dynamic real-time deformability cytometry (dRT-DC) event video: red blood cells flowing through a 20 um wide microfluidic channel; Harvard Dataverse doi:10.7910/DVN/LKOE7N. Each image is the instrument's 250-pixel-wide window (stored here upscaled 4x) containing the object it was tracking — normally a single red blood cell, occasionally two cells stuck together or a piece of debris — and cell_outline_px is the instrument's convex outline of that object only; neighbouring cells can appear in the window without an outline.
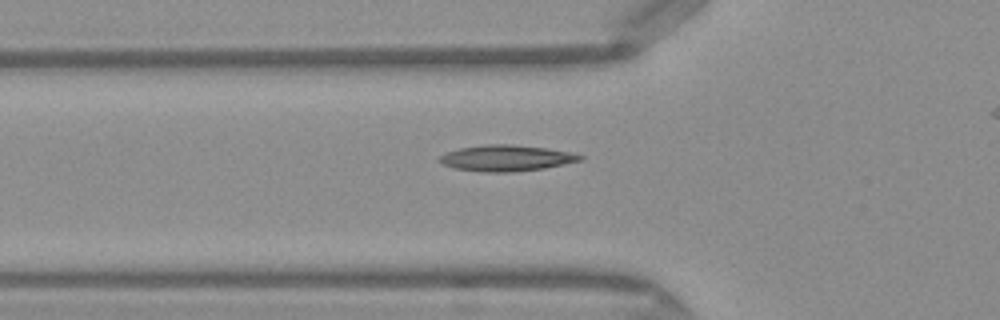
{"species": "Egyptian fruit bat (a non-hibernating species)", "species_latin": "Rousettus aegyptiacus", "temperature_condition": "warm", "stored_images_in_passage": 29, "camera_frame_rate_fps": 3000, "um_per_image_px": 0.085, "frame": {"image": 1, "passage_image": 2, "time_ms": 0.333, "image_size_px": [1000, 320], "cell_outline_px": [[584, 160], [544, 168], [512, 172], [480, 172], [452, 168], [436, 160], [440, 156], [448, 152], [460, 148], [484, 144], [512, 144], [548, 148], [568, 152], [584, 156]], "centroid_in_image_um": [43.02, 13.44], "position_along_channel_um": 82.8, "area_um2": 21.44}}
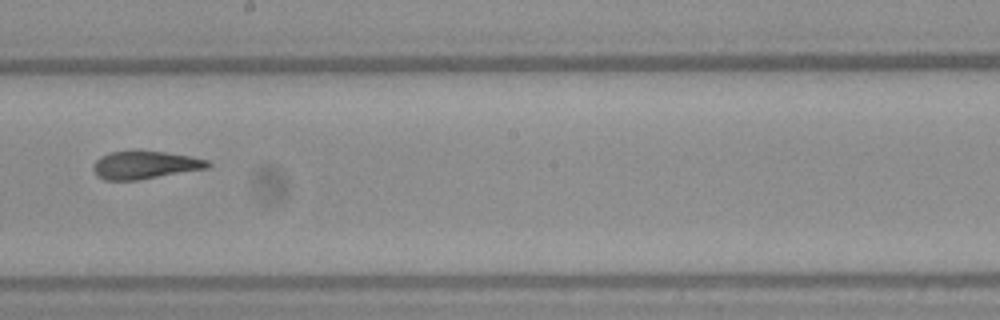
{"frame": {"image": 2, "passage_image": 13, "time_ms": 4.0, "image_size_px": [1000, 320], "cell_outline_px": [[212, 164], [208, 168], [140, 180], [104, 180], [96, 176], [92, 168], [92, 164], [100, 156], [112, 152], [136, 148], [164, 152], [188, 156], [208, 160]], "centroid_in_image_um": [12.27, 14.0], "position_along_channel_um": 235.9, "area_um2": 19.19}}
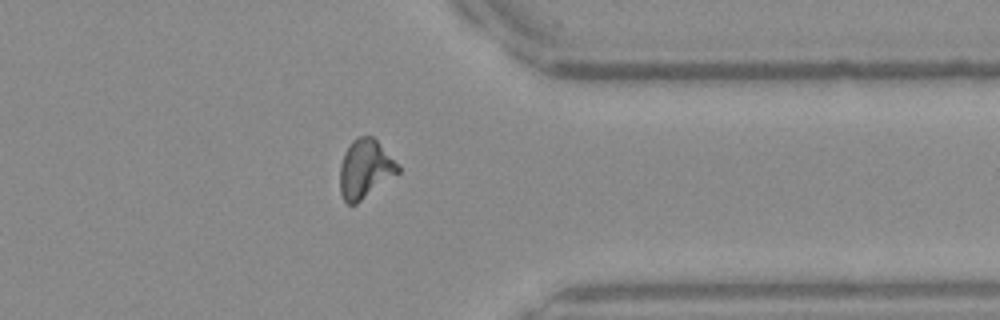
{"frame": {"image": 3, "passage_image": 24, "time_ms": 7.667, "image_size_px": [1000, 320], "cell_outline_px": [[400, 172], [356, 204], [348, 204], [344, 200], [340, 192], [340, 164], [344, 152], [352, 140], [356, 136], [372, 136], [400, 164]], "centroid_in_image_um": [31.04, 14.34], "position_along_channel_um": 380.4, "area_um2": 20.0}, "authors_computed_cell_mechanics": {"area_um2": 19.1318, "velocity_mm_per_s": 4.1449, "shape_relaxation_time_tau1_ms": null, "shape_relaxation_time_tau2_ms": 2.0927, "deformation_change_tau1": null, "deformation_change_tau2": 0.0965}}